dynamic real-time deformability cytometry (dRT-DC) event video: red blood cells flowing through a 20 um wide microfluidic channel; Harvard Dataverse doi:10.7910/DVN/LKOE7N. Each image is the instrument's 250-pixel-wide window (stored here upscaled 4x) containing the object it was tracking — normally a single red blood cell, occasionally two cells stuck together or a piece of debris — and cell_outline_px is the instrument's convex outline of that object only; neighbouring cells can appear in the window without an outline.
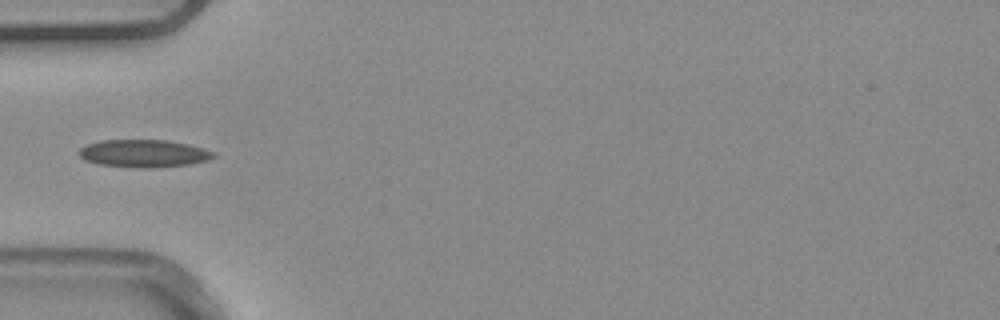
{"species": "common noctule bat (a hibernating species)", "species_latin": "Nyctalus noctula", "temperature_condition": "warm", "stored_images_in_passage": 6, "camera_frame_rate_fps": 3000, "um_per_image_px": 0.085, "animal": {"sex": "male", "body_mass_g": 20.4}, "frame": {"image": 1, "passage_image": 5, "time_ms": 1.333, "image_size_px": [1000, 320], "cell_outline_px": [[216, 156], [208, 160], [188, 164], [148, 168], [144, 168], [100, 164], [88, 160], [80, 156], [80, 148], [88, 144], [100, 140], [164, 140], [188, 144], [204, 148], [216, 152]], "centroid_in_image_um": [12.27, 13.03], "position_along_channel_um": 72.7, "area_um2": 21.33}}